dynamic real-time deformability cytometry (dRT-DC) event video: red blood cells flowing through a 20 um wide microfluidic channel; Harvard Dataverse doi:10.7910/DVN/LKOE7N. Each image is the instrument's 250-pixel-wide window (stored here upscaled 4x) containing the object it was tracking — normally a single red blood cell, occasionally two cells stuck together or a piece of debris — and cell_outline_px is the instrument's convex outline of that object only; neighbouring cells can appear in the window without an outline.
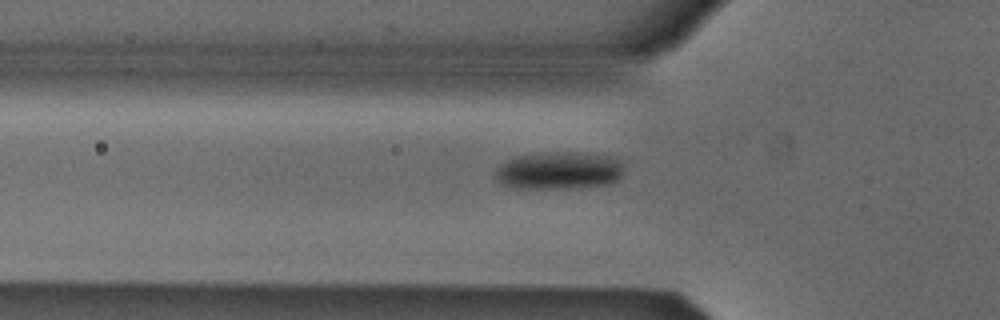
{"species": "Egyptian fruit bat (a non-hibernating species)", "species_latin": "Rousettus aegyptiacus", "temperature_condition": "cold", "stored_images_in_passage": 31, "camera_frame_rate_fps": 3000, "um_per_image_px": 0.085, "animal": {"sex": "male"}, "frame": {"image": 1, "passage_image": 3, "time_ms": 0.667, "image_size_px": [1000, 320], "cell_outline_px": [[624, 172], [616, 180], [604, 184], [568, 188], [512, 188], [500, 184], [496, 180], [496, 168], [508, 160], [516, 156], [540, 152], [588, 152], [612, 156], [620, 160], [624, 164]], "centroid_in_image_um": [47.52, 14.47], "position_along_channel_um": 78.3, "area_um2": 28.5}}
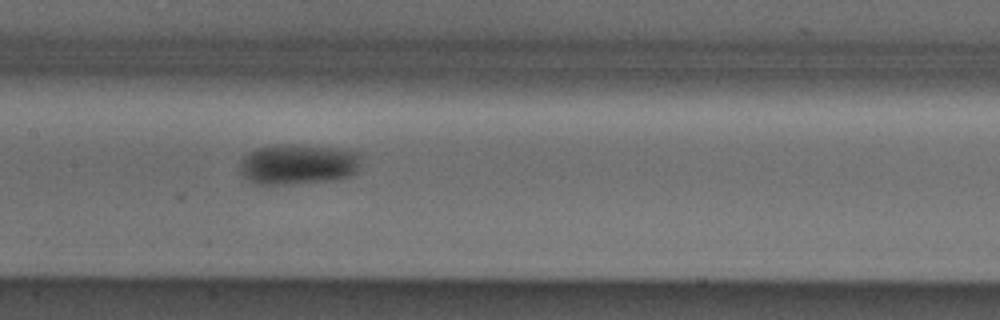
{"frame": {"image": 2, "passage_image": 11, "time_ms": 3.333, "image_size_px": [1000, 320], "cell_outline_px": [[364, 152], [356, 172], [348, 176], [332, 180], [288, 184], [256, 184], [248, 180], [240, 172], [240, 160], [248, 152], [256, 148], [280, 144], [296, 144], [336, 148]], "centroid_in_image_um": [25.35, 13.94], "position_along_channel_um": 182.0, "area_um2": 28.9}}
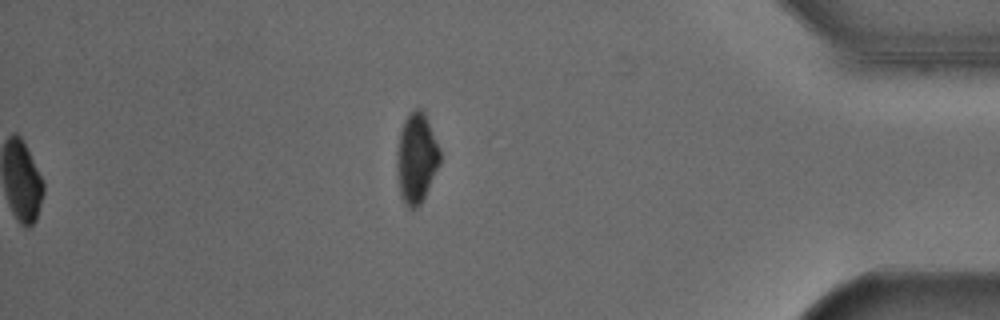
{"frame": {"image": 3, "passage_image": 31, "time_ms": 10.0, "image_size_px": [1000, 320], "cell_outline_px": [[440, 164], [420, 204], [416, 208], [408, 208], [404, 204], [400, 196], [396, 164], [396, 152], [400, 132], [404, 120], [408, 112], [416, 108], [420, 108], [424, 112], [428, 120], [440, 148]], "centroid_in_image_um": [35.38, 13.42], "position_along_channel_um": 399.8, "area_um2": 22.77}, "authors_computed_cell_mechanics": {"area_um2": 27.8018, "velocity_mm_per_s": 3.8798, "shape_relaxation_time_tau1_ms": 4.2041, "shape_relaxation_time_tau2_ms": null, "deformation_change_tau1": 0.1082, "deformation_change_tau2": null}}